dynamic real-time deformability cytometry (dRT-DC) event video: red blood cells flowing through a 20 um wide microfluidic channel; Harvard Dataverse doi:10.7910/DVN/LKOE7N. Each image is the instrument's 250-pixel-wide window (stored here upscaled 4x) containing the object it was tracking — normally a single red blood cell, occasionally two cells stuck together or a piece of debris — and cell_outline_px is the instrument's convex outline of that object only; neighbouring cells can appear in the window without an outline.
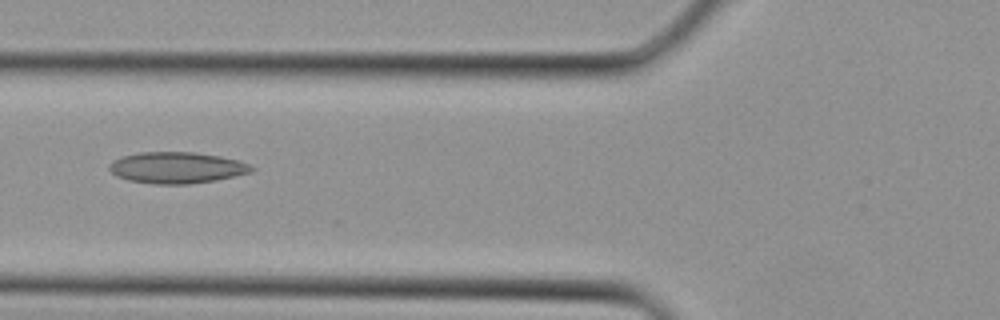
{"species": "Egyptian fruit bat (a non-hibernating species)", "species_latin": "Rousettus aegyptiacus", "temperature_condition": "cold", "stored_images_in_passage": 34, "camera_frame_rate_fps": 3000, "um_per_image_px": 0.085, "animal": {"sex": "female"}, "frame": {"image": 1, "passage_image": 13, "time_ms": 4.0, "image_size_px": [1000, 320], "cell_outline_px": [[256, 168], [252, 172], [216, 180], [188, 184], [156, 184], [128, 180], [116, 176], [108, 168], [108, 164], [112, 160], [120, 156], [140, 152], [192, 152], [220, 156], [236, 160], [248, 164]], "centroid_in_image_um": [14.98, 14.25], "position_along_channel_um": 110.8, "area_um2": 26.01}}
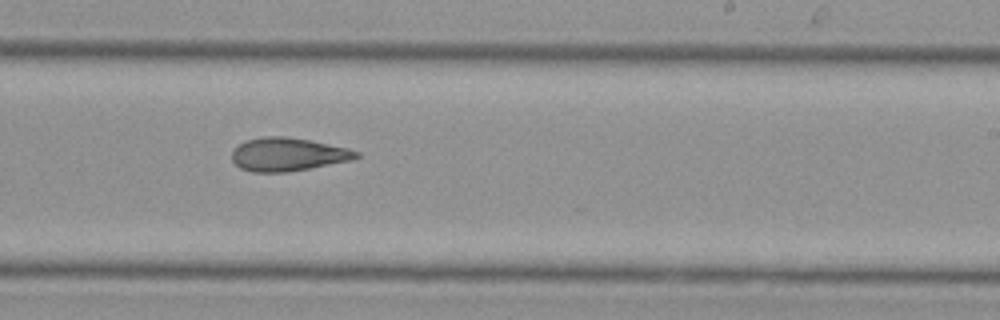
{"frame": {"image": 2, "passage_image": 21, "time_ms": 6.667, "image_size_px": [1000, 320], "cell_outline_px": [[360, 156], [352, 160], [288, 172], [252, 172], [240, 168], [232, 160], [232, 148], [248, 140], [264, 136], [284, 136], [312, 140], [348, 148], [360, 152]], "centroid_in_image_um": [24.47, 13.12], "position_along_channel_um": 264.5, "area_um2": 24.22}}
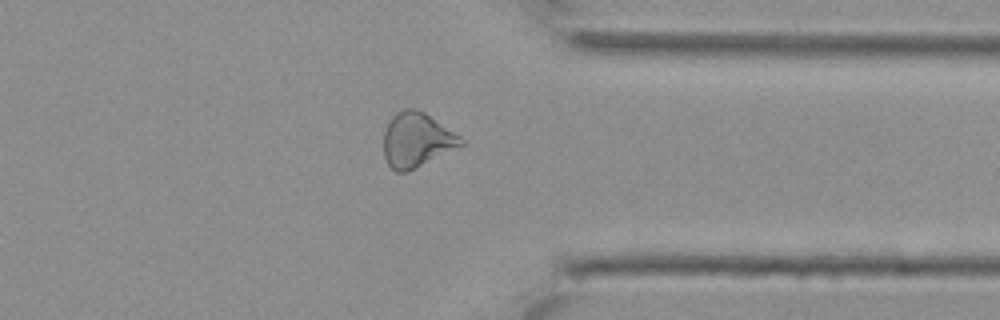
{"frame": {"image": 3, "passage_image": 27, "time_ms": 8.667, "image_size_px": [1000, 320], "cell_outline_px": [[464, 144], [408, 172], [396, 172], [388, 164], [384, 156], [384, 132], [392, 116], [396, 112], [404, 108], [416, 108], [424, 112], [460, 136], [464, 140]], "centroid_in_image_um": [35.4, 11.89], "position_along_channel_um": 376.0, "area_um2": 24.39}}